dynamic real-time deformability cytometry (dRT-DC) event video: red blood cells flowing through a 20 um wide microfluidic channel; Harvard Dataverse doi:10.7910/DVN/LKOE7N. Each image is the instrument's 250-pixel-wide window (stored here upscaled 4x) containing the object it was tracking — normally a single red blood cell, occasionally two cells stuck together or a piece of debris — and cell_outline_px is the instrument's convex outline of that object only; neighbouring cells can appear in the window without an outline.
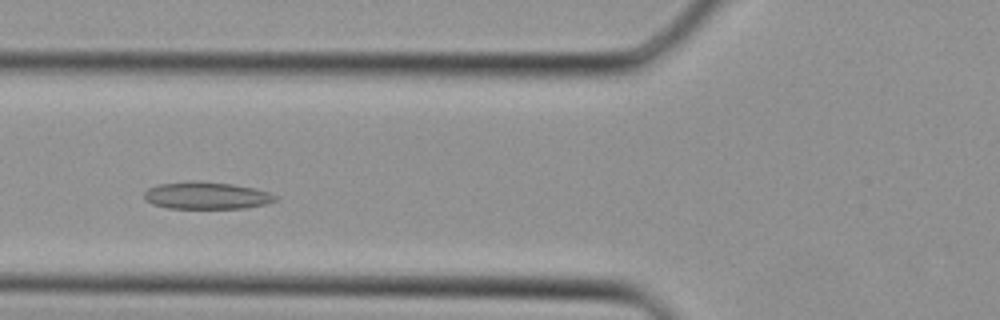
{"species": "Egyptian fruit bat (a non-hibernating species)", "species_latin": "Rousettus aegyptiacus", "temperature_condition": "cold", "stored_images_in_passage": 29, "camera_frame_rate_fps": 3000, "um_per_image_px": 0.085, "animal": {"sex": "female"}, "frame": {"image": 1, "passage_image": 6, "time_ms": 1.667, "image_size_px": [1000, 320], "cell_outline_px": [[276, 200], [264, 204], [244, 208], [168, 208], [152, 204], [144, 200], [144, 192], [148, 188], [160, 184], [192, 180], [200, 180], [232, 184], [252, 188], [268, 192], [276, 196]], "centroid_in_image_um": [17.49, 16.61], "position_along_channel_um": 108.3, "area_um2": 20.75}}
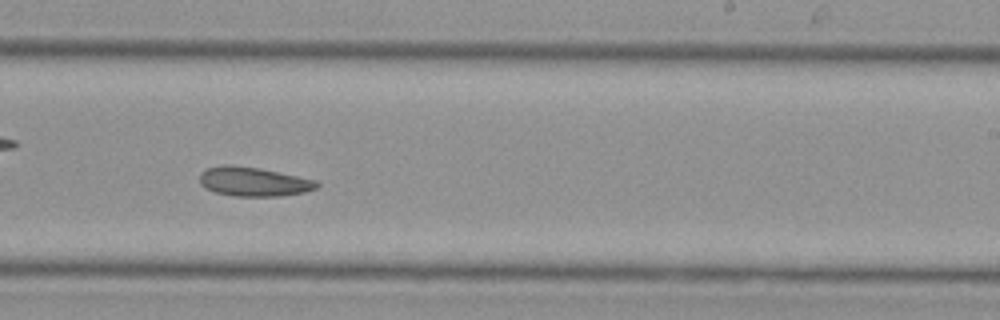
{"frame": {"image": 2, "passage_image": 15, "time_ms": 4.667, "image_size_px": [1000, 320], "cell_outline_px": [[320, 184], [316, 188], [304, 192], [280, 196], [232, 196], [216, 192], [204, 188], [200, 184], [200, 172], [208, 168], [224, 164], [260, 168], [280, 172], [316, 180]], "centroid_in_image_um": [21.54, 15.44], "position_along_channel_um": 267.5, "area_um2": 19.94}}
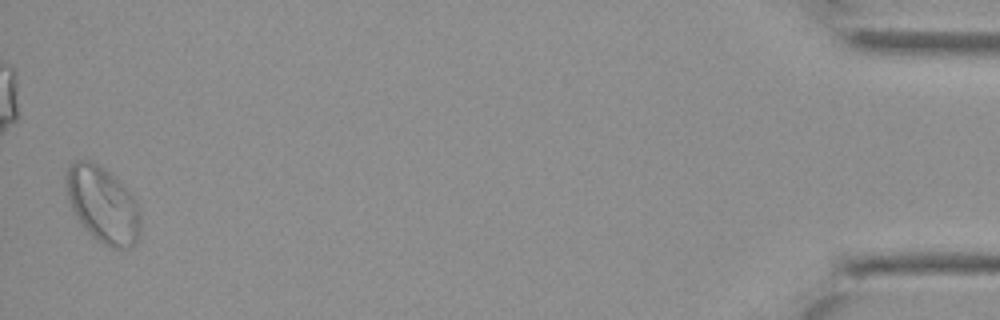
{"frame": {"image": 3, "passage_image": 29, "time_ms": 9.333, "image_size_px": [1000, 320], "cell_outline_px": [[140, 232], [132, 248], [112, 248], [104, 244], [92, 236], [84, 228], [76, 216], [68, 200], [64, 188], [64, 172], [76, 160], [92, 160], [104, 168], [128, 188], [140, 208]], "centroid_in_image_um": [8.72, 17.37], "position_along_channel_um": 426.5, "area_um2": 33.47}}